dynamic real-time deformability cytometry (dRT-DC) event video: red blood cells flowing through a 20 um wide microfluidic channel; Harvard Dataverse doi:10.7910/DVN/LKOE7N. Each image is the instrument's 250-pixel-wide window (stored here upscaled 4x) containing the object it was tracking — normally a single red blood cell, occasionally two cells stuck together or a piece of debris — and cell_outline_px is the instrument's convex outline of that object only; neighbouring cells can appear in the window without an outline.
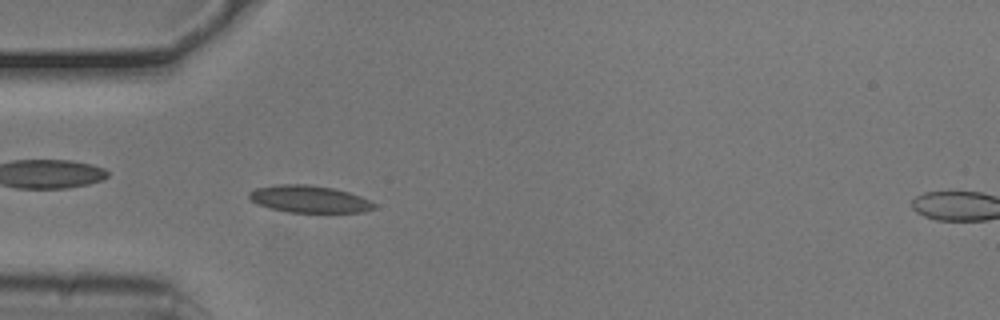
{"species": "common noctule bat (a hibernating species)", "species_latin": "Nyctalus noctula", "temperature_condition": "cold", "stored_images_in_passage": 47, "camera_frame_rate_fps": 3000, "um_per_image_px": 0.085, "animal": {"sex": "male", "body_mass_g": 20.5, "forearm_length_mm": 52.5}, "frame": {"image": 1, "passage_image": 9, "time_ms": 2.667, "image_size_px": [1000, 320], "cell_outline_px": [[376, 208], [364, 212], [288, 212], [272, 208], [260, 204], [252, 200], [248, 196], [248, 192], [256, 188], [280, 184], [308, 184], [332, 188], [348, 192], [360, 196], [376, 204]], "centroid_in_image_um": [26.31, 16.92], "position_along_channel_um": 58.7, "area_um2": 19.54}}
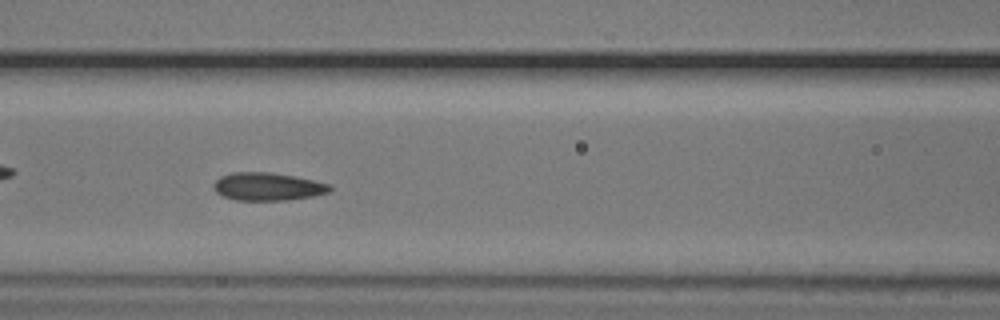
{"frame": {"image": 2, "passage_image": 16, "time_ms": 5.0, "image_size_px": [1000, 320], "cell_outline_px": [[332, 188], [328, 192], [312, 196], [288, 200], [236, 200], [224, 196], [216, 192], [212, 184], [220, 176], [232, 172], [272, 172], [296, 176], [328, 184]], "centroid_in_image_um": [22.72, 15.85], "position_along_channel_um": 143.9, "area_um2": 18.84}}
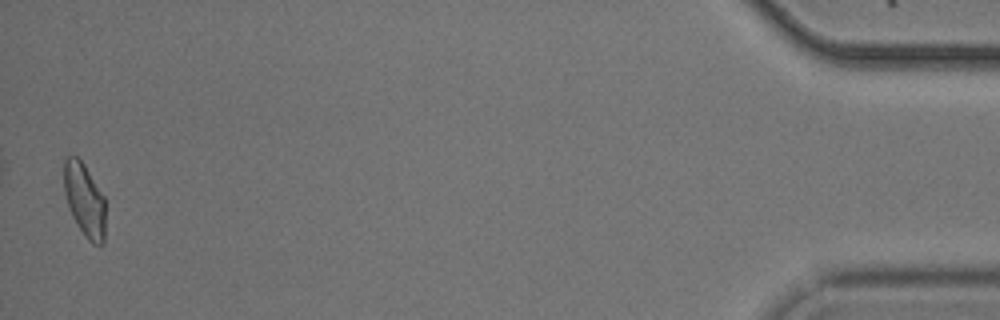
{"frame": {"image": 3, "passage_image": 46, "time_ms": 15.0, "image_size_px": [1000, 320], "cell_outline_px": [[104, 244], [92, 244], [84, 236], [72, 216], [68, 208], [64, 192], [64, 160], [68, 156], [76, 156], [84, 164], [104, 196]], "centroid_in_image_um": [7.17, 17.0], "position_along_channel_um": 428.0, "area_um2": 17.69}, "authors_computed_cell_mechanics": {"area_um2": 18.496, "velocity_mm_per_s": 3.758, "shape_relaxation_time_tau1_ms": 2.9371, "shape_relaxation_time_tau2_ms": 1.432, "deformation_change_tau1": 0.1041, "deformation_change_tau2": 0.0699}}